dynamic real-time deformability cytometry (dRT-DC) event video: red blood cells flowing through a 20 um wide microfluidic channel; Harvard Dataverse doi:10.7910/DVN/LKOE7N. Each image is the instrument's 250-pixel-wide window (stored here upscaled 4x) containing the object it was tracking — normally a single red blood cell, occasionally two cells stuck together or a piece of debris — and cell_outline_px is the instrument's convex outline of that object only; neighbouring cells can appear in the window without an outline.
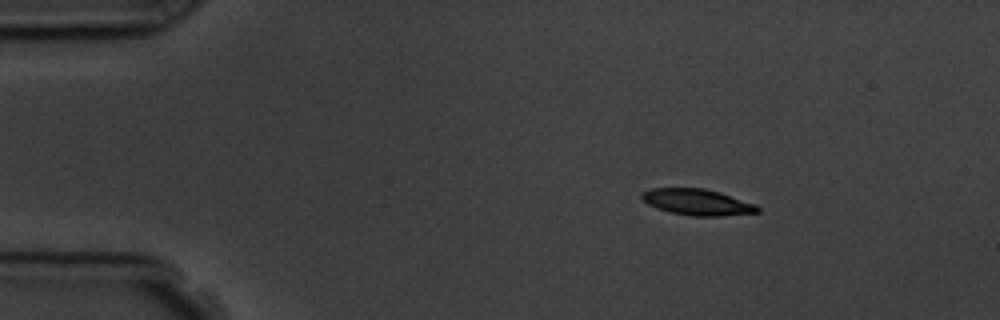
{"species": "common noctule bat (a hibernating species)", "species_latin": "Nyctalus noctula", "temperature_condition": "room temperature", "stored_images_in_passage": 3, "camera_frame_rate_fps": 3000, "um_per_image_px": 0.085, "animal": {"sex": "male", "body_mass_g": 19.5, "forearm_length_mm": 54.6}, "frame": {"image": 1, "passage_image": 1, "time_ms": 0.0, "image_size_px": [1000, 320], "cell_outline_px": [[760, 212], [724, 216], [692, 216], [668, 212], [656, 208], [648, 204], [640, 196], [640, 192], [652, 188], [704, 188], [720, 192], [756, 204], [760, 208]], "centroid_in_image_um": [59.27, 17.18], "position_along_channel_um": 25.7, "area_um2": 17.86}}